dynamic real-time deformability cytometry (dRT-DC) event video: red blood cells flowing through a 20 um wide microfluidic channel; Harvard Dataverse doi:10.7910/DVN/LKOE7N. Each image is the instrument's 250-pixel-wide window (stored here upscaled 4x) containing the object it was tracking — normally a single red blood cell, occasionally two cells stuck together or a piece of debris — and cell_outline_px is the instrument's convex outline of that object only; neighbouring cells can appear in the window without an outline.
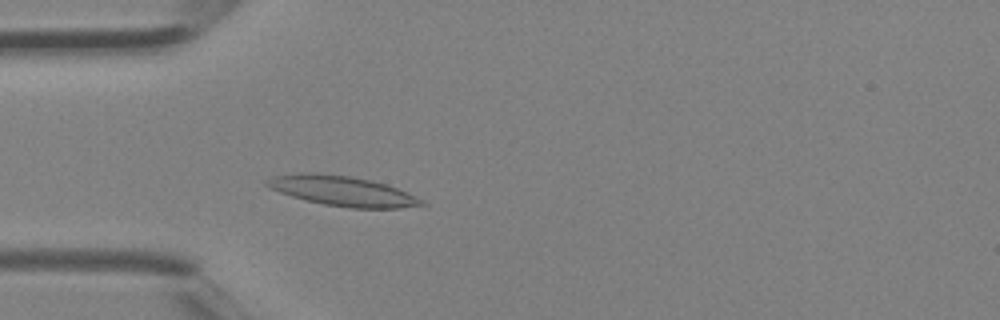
{"species": "Egyptian fruit bat (a non-hibernating species)", "species_latin": "Rousettus aegyptiacus", "temperature_condition": "room temperature", "stored_images_in_passage": 32, "camera_frame_rate_fps": 3000, "um_per_image_px": 0.085, "animal": {"sex": "female"}, "frame": {"image": 1, "passage_image": 4, "time_ms": 1.0, "image_size_px": [1000, 320], "cell_outline_px": [[428, 204], [400, 208], [348, 208], [324, 204], [292, 196], [268, 188], [264, 184], [264, 180], [272, 176], [300, 172], [316, 172], [352, 176], [372, 180], [408, 192]], "centroid_in_image_um": [29.05, 16.21], "position_along_channel_um": 55.9, "area_um2": 27.11}}
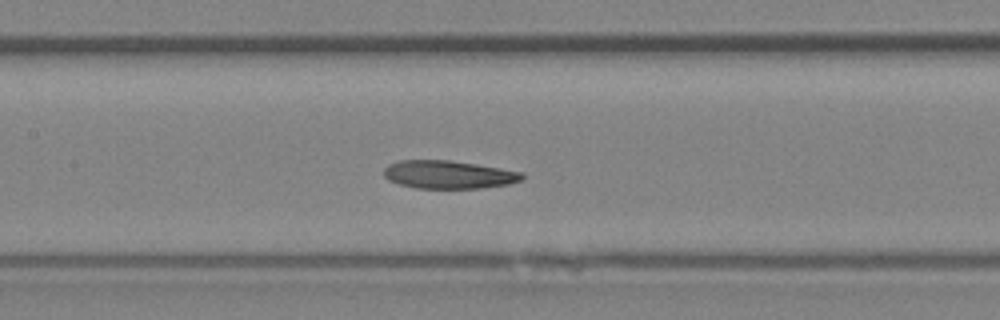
{"frame": {"image": 2, "passage_image": 11, "time_ms": 3.333, "image_size_px": [1000, 320], "cell_outline_px": [[524, 176], [520, 180], [508, 184], [480, 188], [416, 188], [400, 184], [388, 180], [384, 176], [384, 168], [388, 164], [400, 160], [448, 160], [476, 164], [524, 172]], "centroid_in_image_um": [38.11, 14.83], "position_along_channel_um": 169.3, "area_um2": 22.54}}
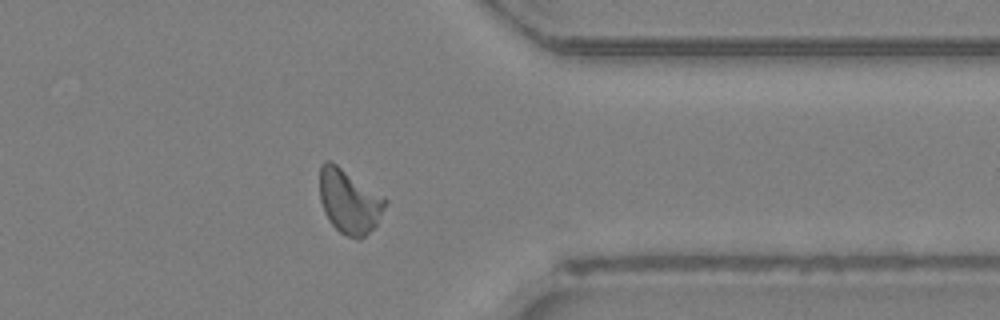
{"frame": {"image": 3, "passage_image": 24, "time_ms": 7.667, "image_size_px": [1000, 320], "cell_outline_px": [[388, 200], [376, 224], [360, 240], [356, 240], [340, 232], [328, 220], [324, 212], [320, 200], [320, 168], [324, 160], [332, 160], [384, 196]], "centroid_in_image_um": [29.67, 17.09], "position_along_channel_um": 381.7, "area_um2": 24.62}}